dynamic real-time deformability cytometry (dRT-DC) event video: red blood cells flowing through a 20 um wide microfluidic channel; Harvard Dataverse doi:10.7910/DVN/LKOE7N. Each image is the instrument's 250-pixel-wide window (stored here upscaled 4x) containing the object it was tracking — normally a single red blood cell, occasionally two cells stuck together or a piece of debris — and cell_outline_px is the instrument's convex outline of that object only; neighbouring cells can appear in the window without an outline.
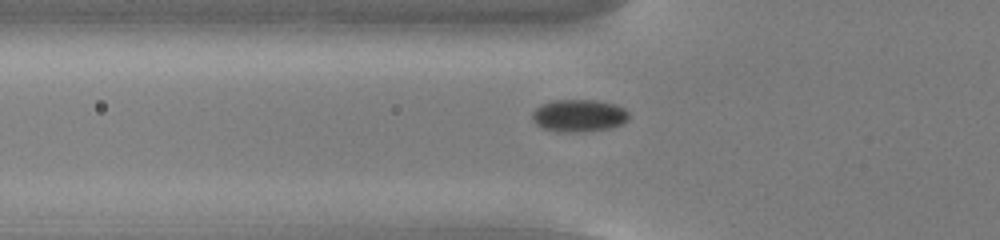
{"species": "common noctule bat (a hibernating species)", "species_latin": "Nyctalus noctula", "temperature_condition": "cold", "stored_images_in_passage": 45, "camera_frame_rate_fps": 3000, "um_per_image_px": 0.085, "animal": {"sex": "male", "body_mass_g": 13.0, "forearm_length_mm": 53.1}, "frame": {"image": 1, "passage_image": 9, "time_ms": 2.667, "image_size_px": [1000, 240], "cell_outline_px": [[628, 120], [620, 124], [608, 128], [576, 132], [560, 132], [544, 128], [536, 124], [532, 120], [532, 112], [540, 104], [552, 100], [596, 100], [616, 104], [624, 108], [628, 112]], "centroid_in_image_um": [49.18, 9.81], "position_along_channel_um": 76.6, "area_um2": 18.21}}
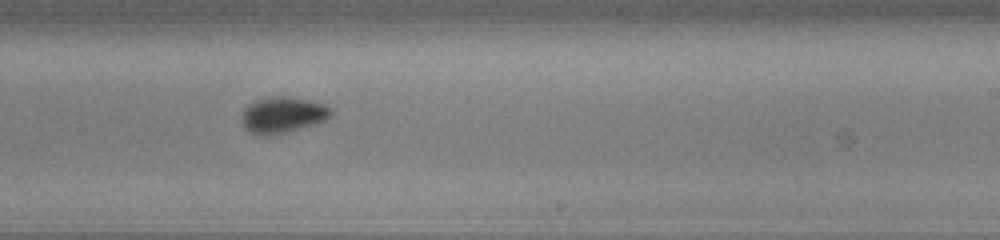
{"frame": {"image": 2, "passage_image": 24, "time_ms": 7.667, "image_size_px": [1000, 240], "cell_outline_px": [[332, 116], [316, 124], [288, 132], [268, 136], [260, 136], [248, 132], [244, 128], [240, 120], [240, 116], [244, 108], [248, 104], [256, 100], [272, 96], [284, 96], [308, 100], [324, 104], [332, 108]], "centroid_in_image_um": [23.99, 9.79], "position_along_channel_um": 265.0, "area_um2": 19.19}}
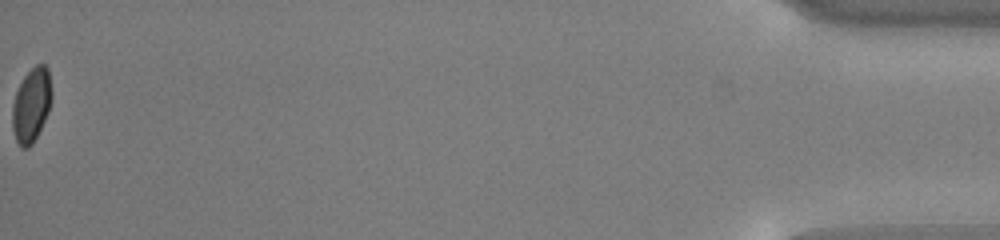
{"frame": {"image": 3, "passage_image": 45, "time_ms": 14.667, "image_size_px": [1000, 240], "cell_outline_px": [[52, 96], [48, 112], [32, 144], [28, 148], [20, 148], [16, 140], [12, 128], [12, 104], [16, 92], [24, 76], [36, 64], [44, 64], [48, 68], [52, 92]], "centroid_in_image_um": [2.66, 8.92], "position_along_channel_um": 432.5, "area_um2": 16.94}, "authors_computed_cell_mechanics": {"area_um2": 17.629, "velocity_mm_per_s": 3.7775, "shape_relaxation_time_tau1_ms": 3.412, "shape_relaxation_time_tau2_ms": null, "deformation_change_tau1": 0.0719, "deformation_change_tau2": null}}